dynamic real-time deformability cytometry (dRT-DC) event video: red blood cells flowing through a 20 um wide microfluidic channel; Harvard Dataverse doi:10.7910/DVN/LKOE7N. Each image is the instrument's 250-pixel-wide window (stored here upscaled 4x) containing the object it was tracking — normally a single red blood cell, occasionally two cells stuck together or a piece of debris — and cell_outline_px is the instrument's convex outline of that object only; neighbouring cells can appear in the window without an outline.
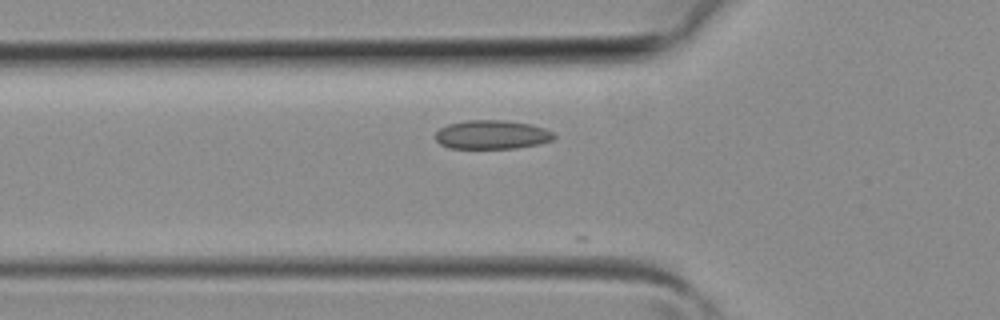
{"species": "common noctule bat (a hibernating species)", "species_latin": "Nyctalus noctula", "temperature_condition": "room temperature", "stored_images_in_passage": 7, "camera_frame_rate_fps": 3000, "um_per_image_px": 0.085, "animal": {"sex": "female", "body_mass_g": 19.3, "forearm_length_mm": 54.1}, "frame": {"image": 1, "passage_image": 3, "time_ms": 0.667, "image_size_px": [1000, 320], "cell_outline_px": [[556, 136], [552, 140], [540, 144], [516, 148], [448, 148], [440, 144], [436, 140], [436, 132], [440, 128], [448, 124], [468, 120], [504, 120], [532, 124], [544, 128], [552, 132]], "centroid_in_image_um": [41.82, 11.44], "position_along_channel_um": 84.0, "area_um2": 20.0}}
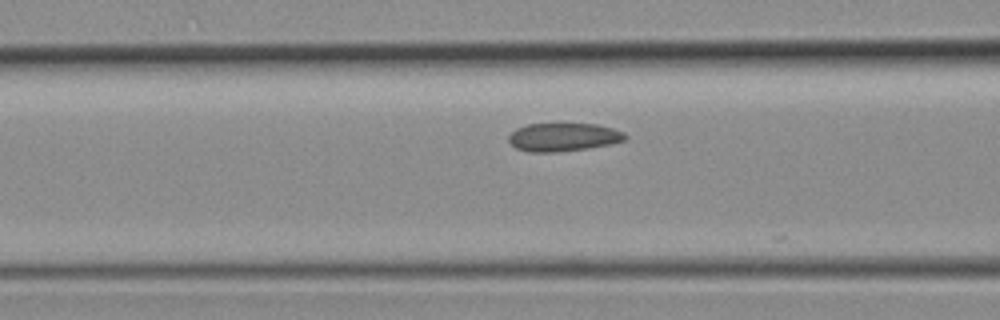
{"frame": {"image": 2, "passage_image": 5, "time_ms": 1.333, "image_size_px": [1000, 320], "cell_outline_px": [[628, 136], [624, 140], [612, 144], [588, 148], [560, 152], [528, 152], [516, 148], [508, 140], [508, 136], [516, 128], [528, 124], [596, 124], [612, 128], [624, 132]], "centroid_in_image_um": [47.89, 11.66], "position_along_channel_um": 118.7, "area_um2": 19.25}}